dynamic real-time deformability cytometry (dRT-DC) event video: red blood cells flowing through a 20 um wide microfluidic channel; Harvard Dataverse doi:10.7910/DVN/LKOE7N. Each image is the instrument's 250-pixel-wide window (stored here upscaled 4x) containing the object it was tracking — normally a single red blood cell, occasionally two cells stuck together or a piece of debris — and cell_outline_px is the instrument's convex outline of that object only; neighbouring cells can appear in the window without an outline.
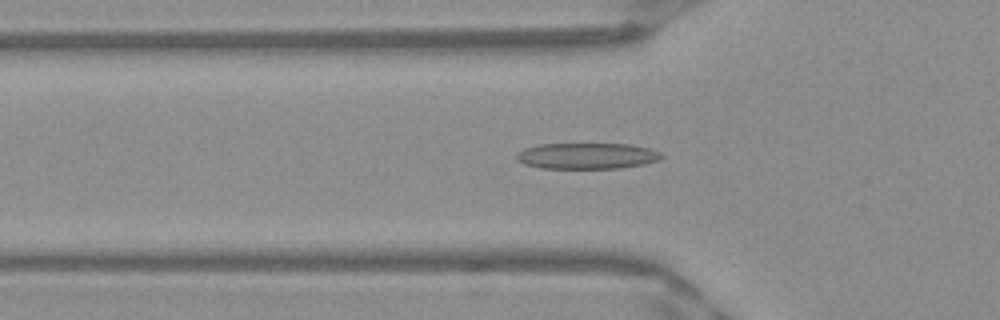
{"species": "Egyptian fruit bat (a non-hibernating species)", "species_latin": "Rousettus aegyptiacus", "temperature_condition": "warm", "stored_images_in_passage": 42, "camera_frame_rate_fps": 3000, "um_per_image_px": 0.085, "frame": {"image": 1, "passage_image": 8, "time_ms": 2.333, "image_size_px": [1000, 320], "cell_outline_px": [[664, 156], [660, 160], [644, 164], [620, 168], [540, 168], [524, 164], [516, 160], [516, 152], [524, 148], [536, 144], [632, 144], [648, 148], [660, 152]], "centroid_in_image_um": [49.87, 13.25], "position_along_channel_um": 75.9, "area_um2": 22.2}}
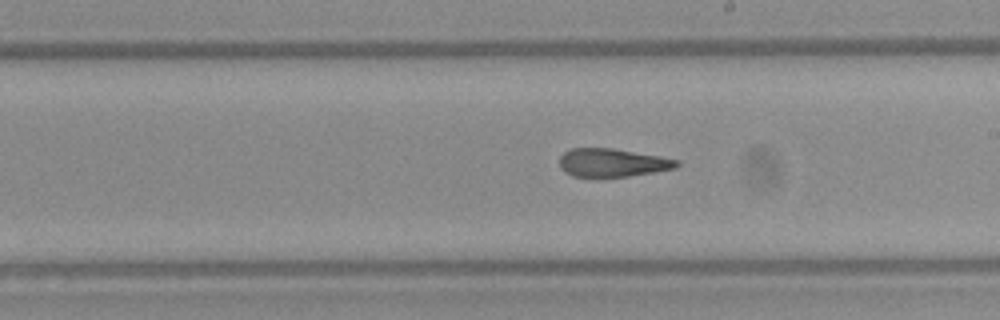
{"frame": {"image": 2, "passage_image": 20, "time_ms": 6.333, "image_size_px": [1000, 320], "cell_outline_px": [[680, 164], [676, 168], [628, 176], [572, 176], [564, 172], [560, 168], [560, 156], [564, 152], [572, 148], [612, 148], [660, 156], [680, 160]], "centroid_in_image_um": [52.05, 13.82], "position_along_channel_um": 236.9, "area_um2": 19.19}}
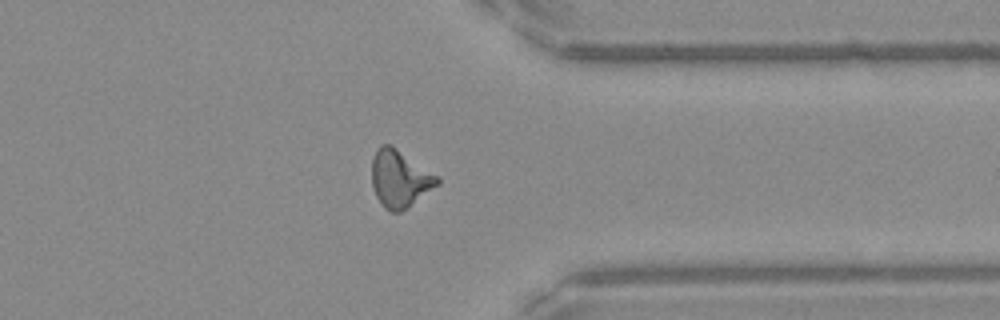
{"frame": {"image": 3, "passage_image": 31, "time_ms": 10.0, "image_size_px": [1000, 320], "cell_outline_px": [[440, 184], [408, 208], [400, 212], [392, 212], [384, 208], [376, 196], [372, 184], [372, 160], [376, 148], [380, 144], [392, 144], [440, 176]], "centroid_in_image_um": [34.01, 15.17], "position_along_channel_um": 377.4, "area_um2": 22.37}, "authors_computed_cell_mechanics": {"area_um2": 20.6635, "velocity_mm_per_s": 3.9991, "shape_relaxation_time_tau1_ms": 9.299, "shape_relaxation_time_tau2_ms": 2.1871, "deformation_change_tau1": 0.26, "deformation_change_tau2": 0.1238}}